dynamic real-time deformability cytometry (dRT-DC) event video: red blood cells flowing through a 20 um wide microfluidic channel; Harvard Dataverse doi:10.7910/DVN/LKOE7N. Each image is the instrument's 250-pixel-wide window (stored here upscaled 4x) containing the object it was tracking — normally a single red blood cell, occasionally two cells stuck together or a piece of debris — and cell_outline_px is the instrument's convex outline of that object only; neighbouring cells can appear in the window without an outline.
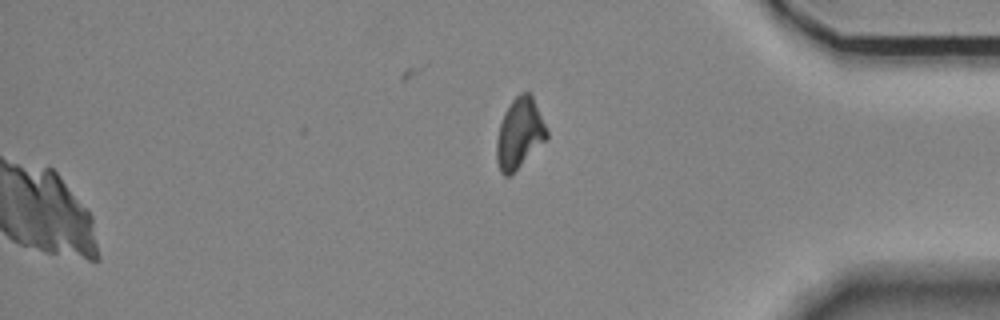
{"species": "Egyptian fruit bat (a non-hibernating species)", "species_latin": "Rousettus aegyptiacus", "temperature_condition": "room temperature", "stored_images_in_passage": 47, "camera_frame_rate_fps": 3000, "um_per_image_px": 0.085, "animal": {"sex": "female"}, "frame": {"image": 1, "passage_image": 47, "time_ms": 15.333, "image_size_px": [1000, 320], "cell_outline_px": [[548, 140], [508, 176], [504, 176], [500, 172], [496, 160], [496, 140], [500, 124], [504, 112], [512, 100], [520, 92], [528, 92], [532, 96], [548, 132]], "centroid_in_image_um": [44.15, 11.35], "position_along_channel_um": 391.0, "area_um2": 20.46}}